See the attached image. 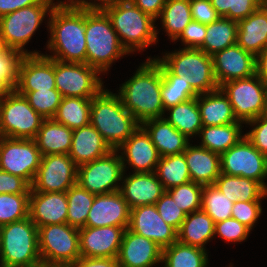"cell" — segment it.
<instances>
[{
	"mask_svg": "<svg viewBox=\"0 0 267 267\" xmlns=\"http://www.w3.org/2000/svg\"><path fill=\"white\" fill-rule=\"evenodd\" d=\"M68 2L56 3L49 13L51 37L47 48L54 53L45 56L61 62L86 63L85 9Z\"/></svg>",
	"mask_w": 267,
	"mask_h": 267,
	"instance_id": "6da1fadb",
	"label": "cell"
},
{
	"mask_svg": "<svg viewBox=\"0 0 267 267\" xmlns=\"http://www.w3.org/2000/svg\"><path fill=\"white\" fill-rule=\"evenodd\" d=\"M140 66L133 77L122 84L117 95L124 107L142 124L149 119L163 117L165 110L161 98L159 60L148 58Z\"/></svg>",
	"mask_w": 267,
	"mask_h": 267,
	"instance_id": "7a4b0ae2",
	"label": "cell"
},
{
	"mask_svg": "<svg viewBox=\"0 0 267 267\" xmlns=\"http://www.w3.org/2000/svg\"><path fill=\"white\" fill-rule=\"evenodd\" d=\"M90 124L112 150H117L141 125L124 107L120 97L107 89L92 98Z\"/></svg>",
	"mask_w": 267,
	"mask_h": 267,
	"instance_id": "3957f363",
	"label": "cell"
},
{
	"mask_svg": "<svg viewBox=\"0 0 267 267\" xmlns=\"http://www.w3.org/2000/svg\"><path fill=\"white\" fill-rule=\"evenodd\" d=\"M86 64L100 73L127 55L107 14L101 10L85 9Z\"/></svg>",
	"mask_w": 267,
	"mask_h": 267,
	"instance_id": "277c9868",
	"label": "cell"
},
{
	"mask_svg": "<svg viewBox=\"0 0 267 267\" xmlns=\"http://www.w3.org/2000/svg\"><path fill=\"white\" fill-rule=\"evenodd\" d=\"M118 34L122 46L128 53L143 50L157 42L156 21L141 11L130 0H122L103 10Z\"/></svg>",
	"mask_w": 267,
	"mask_h": 267,
	"instance_id": "5b68a950",
	"label": "cell"
},
{
	"mask_svg": "<svg viewBox=\"0 0 267 267\" xmlns=\"http://www.w3.org/2000/svg\"><path fill=\"white\" fill-rule=\"evenodd\" d=\"M38 227L29 217L0 227V267H36Z\"/></svg>",
	"mask_w": 267,
	"mask_h": 267,
	"instance_id": "8992f818",
	"label": "cell"
},
{
	"mask_svg": "<svg viewBox=\"0 0 267 267\" xmlns=\"http://www.w3.org/2000/svg\"><path fill=\"white\" fill-rule=\"evenodd\" d=\"M157 59L173 75L187 81L198 94L219 89L213 72L212 56L200 49L183 48Z\"/></svg>",
	"mask_w": 267,
	"mask_h": 267,
	"instance_id": "52a82bcc",
	"label": "cell"
},
{
	"mask_svg": "<svg viewBox=\"0 0 267 267\" xmlns=\"http://www.w3.org/2000/svg\"><path fill=\"white\" fill-rule=\"evenodd\" d=\"M54 0H41L38 4L21 8L0 18V40L3 48L12 49L22 55H38L23 48L56 5Z\"/></svg>",
	"mask_w": 267,
	"mask_h": 267,
	"instance_id": "ba28073f",
	"label": "cell"
},
{
	"mask_svg": "<svg viewBox=\"0 0 267 267\" xmlns=\"http://www.w3.org/2000/svg\"><path fill=\"white\" fill-rule=\"evenodd\" d=\"M44 120L15 89L0 99L2 137L35 139Z\"/></svg>",
	"mask_w": 267,
	"mask_h": 267,
	"instance_id": "9c48e42d",
	"label": "cell"
},
{
	"mask_svg": "<svg viewBox=\"0 0 267 267\" xmlns=\"http://www.w3.org/2000/svg\"><path fill=\"white\" fill-rule=\"evenodd\" d=\"M42 263L72 265L80 256L79 229L67 223L38 227Z\"/></svg>",
	"mask_w": 267,
	"mask_h": 267,
	"instance_id": "30bf717a",
	"label": "cell"
},
{
	"mask_svg": "<svg viewBox=\"0 0 267 267\" xmlns=\"http://www.w3.org/2000/svg\"><path fill=\"white\" fill-rule=\"evenodd\" d=\"M118 150L77 167V183L94 195L118 191L124 176L123 161Z\"/></svg>",
	"mask_w": 267,
	"mask_h": 267,
	"instance_id": "8fae6325",
	"label": "cell"
},
{
	"mask_svg": "<svg viewBox=\"0 0 267 267\" xmlns=\"http://www.w3.org/2000/svg\"><path fill=\"white\" fill-rule=\"evenodd\" d=\"M100 72L86 63L61 62L54 59L56 89L62 97L93 98L104 88Z\"/></svg>",
	"mask_w": 267,
	"mask_h": 267,
	"instance_id": "7c38bea8",
	"label": "cell"
},
{
	"mask_svg": "<svg viewBox=\"0 0 267 267\" xmlns=\"http://www.w3.org/2000/svg\"><path fill=\"white\" fill-rule=\"evenodd\" d=\"M221 173L245 177L261 183L266 189L267 156L243 137L227 151L220 154Z\"/></svg>",
	"mask_w": 267,
	"mask_h": 267,
	"instance_id": "4fadbf2b",
	"label": "cell"
},
{
	"mask_svg": "<svg viewBox=\"0 0 267 267\" xmlns=\"http://www.w3.org/2000/svg\"><path fill=\"white\" fill-rule=\"evenodd\" d=\"M219 88L228 97L238 121L246 123L261 115L267 85L256 74L225 82Z\"/></svg>",
	"mask_w": 267,
	"mask_h": 267,
	"instance_id": "5bb4252c",
	"label": "cell"
},
{
	"mask_svg": "<svg viewBox=\"0 0 267 267\" xmlns=\"http://www.w3.org/2000/svg\"><path fill=\"white\" fill-rule=\"evenodd\" d=\"M42 159L34 139H0V170L17 175L32 185Z\"/></svg>",
	"mask_w": 267,
	"mask_h": 267,
	"instance_id": "9a60e30c",
	"label": "cell"
},
{
	"mask_svg": "<svg viewBox=\"0 0 267 267\" xmlns=\"http://www.w3.org/2000/svg\"><path fill=\"white\" fill-rule=\"evenodd\" d=\"M77 167L68 154L42 156L31 189L35 192H66L77 183Z\"/></svg>",
	"mask_w": 267,
	"mask_h": 267,
	"instance_id": "2e32d148",
	"label": "cell"
},
{
	"mask_svg": "<svg viewBox=\"0 0 267 267\" xmlns=\"http://www.w3.org/2000/svg\"><path fill=\"white\" fill-rule=\"evenodd\" d=\"M128 229L151 239L161 248L177 241V230L162 219L155 204L130 209Z\"/></svg>",
	"mask_w": 267,
	"mask_h": 267,
	"instance_id": "e0dca14e",
	"label": "cell"
},
{
	"mask_svg": "<svg viewBox=\"0 0 267 267\" xmlns=\"http://www.w3.org/2000/svg\"><path fill=\"white\" fill-rule=\"evenodd\" d=\"M212 59L213 72L219 87L225 82L255 75L256 57L238 44L216 52Z\"/></svg>",
	"mask_w": 267,
	"mask_h": 267,
	"instance_id": "ac0fdd59",
	"label": "cell"
},
{
	"mask_svg": "<svg viewBox=\"0 0 267 267\" xmlns=\"http://www.w3.org/2000/svg\"><path fill=\"white\" fill-rule=\"evenodd\" d=\"M17 92L56 89L54 59L43 54L23 55L18 66Z\"/></svg>",
	"mask_w": 267,
	"mask_h": 267,
	"instance_id": "d6986e66",
	"label": "cell"
},
{
	"mask_svg": "<svg viewBox=\"0 0 267 267\" xmlns=\"http://www.w3.org/2000/svg\"><path fill=\"white\" fill-rule=\"evenodd\" d=\"M125 229L118 226L79 229L80 254L84 257L117 258Z\"/></svg>",
	"mask_w": 267,
	"mask_h": 267,
	"instance_id": "ffe728a7",
	"label": "cell"
},
{
	"mask_svg": "<svg viewBox=\"0 0 267 267\" xmlns=\"http://www.w3.org/2000/svg\"><path fill=\"white\" fill-rule=\"evenodd\" d=\"M130 208L120 191L95 195L85 227L118 226L128 228Z\"/></svg>",
	"mask_w": 267,
	"mask_h": 267,
	"instance_id": "44dd1931",
	"label": "cell"
},
{
	"mask_svg": "<svg viewBox=\"0 0 267 267\" xmlns=\"http://www.w3.org/2000/svg\"><path fill=\"white\" fill-rule=\"evenodd\" d=\"M117 150H123L121 158L124 172L127 164L133 167L134 173L155 172L161 158L150 135L141 125Z\"/></svg>",
	"mask_w": 267,
	"mask_h": 267,
	"instance_id": "7402d4cb",
	"label": "cell"
},
{
	"mask_svg": "<svg viewBox=\"0 0 267 267\" xmlns=\"http://www.w3.org/2000/svg\"><path fill=\"white\" fill-rule=\"evenodd\" d=\"M163 248L144 236L125 229L118 254L121 267H153L162 263Z\"/></svg>",
	"mask_w": 267,
	"mask_h": 267,
	"instance_id": "603a6c76",
	"label": "cell"
},
{
	"mask_svg": "<svg viewBox=\"0 0 267 267\" xmlns=\"http://www.w3.org/2000/svg\"><path fill=\"white\" fill-rule=\"evenodd\" d=\"M66 192H35L29 195L28 217L37 226L67 223Z\"/></svg>",
	"mask_w": 267,
	"mask_h": 267,
	"instance_id": "cb8c5ba5",
	"label": "cell"
},
{
	"mask_svg": "<svg viewBox=\"0 0 267 267\" xmlns=\"http://www.w3.org/2000/svg\"><path fill=\"white\" fill-rule=\"evenodd\" d=\"M122 181L123 185H120L119 191L130 209L154 205L166 192L155 172L133 173L122 177Z\"/></svg>",
	"mask_w": 267,
	"mask_h": 267,
	"instance_id": "d4e9b609",
	"label": "cell"
},
{
	"mask_svg": "<svg viewBox=\"0 0 267 267\" xmlns=\"http://www.w3.org/2000/svg\"><path fill=\"white\" fill-rule=\"evenodd\" d=\"M237 44L255 57L267 48V0L238 21Z\"/></svg>",
	"mask_w": 267,
	"mask_h": 267,
	"instance_id": "484cf974",
	"label": "cell"
},
{
	"mask_svg": "<svg viewBox=\"0 0 267 267\" xmlns=\"http://www.w3.org/2000/svg\"><path fill=\"white\" fill-rule=\"evenodd\" d=\"M110 151L111 147L90 123L73 130L68 155L77 166L103 157Z\"/></svg>",
	"mask_w": 267,
	"mask_h": 267,
	"instance_id": "4316f807",
	"label": "cell"
},
{
	"mask_svg": "<svg viewBox=\"0 0 267 267\" xmlns=\"http://www.w3.org/2000/svg\"><path fill=\"white\" fill-rule=\"evenodd\" d=\"M141 126L150 135L161 157L182 154L189 144V139L164 117L149 119Z\"/></svg>",
	"mask_w": 267,
	"mask_h": 267,
	"instance_id": "83f0119b",
	"label": "cell"
},
{
	"mask_svg": "<svg viewBox=\"0 0 267 267\" xmlns=\"http://www.w3.org/2000/svg\"><path fill=\"white\" fill-rule=\"evenodd\" d=\"M191 181L200 185H212L221 173L220 154L202 146L188 144L183 152Z\"/></svg>",
	"mask_w": 267,
	"mask_h": 267,
	"instance_id": "f1b7e54d",
	"label": "cell"
},
{
	"mask_svg": "<svg viewBox=\"0 0 267 267\" xmlns=\"http://www.w3.org/2000/svg\"><path fill=\"white\" fill-rule=\"evenodd\" d=\"M196 98L203 126L243 123L235 117L228 97L220 88L213 92L199 94Z\"/></svg>",
	"mask_w": 267,
	"mask_h": 267,
	"instance_id": "f546056e",
	"label": "cell"
},
{
	"mask_svg": "<svg viewBox=\"0 0 267 267\" xmlns=\"http://www.w3.org/2000/svg\"><path fill=\"white\" fill-rule=\"evenodd\" d=\"M73 130L53 119H45L35 137L42 156L68 154L71 148Z\"/></svg>",
	"mask_w": 267,
	"mask_h": 267,
	"instance_id": "4dcf8cb0",
	"label": "cell"
},
{
	"mask_svg": "<svg viewBox=\"0 0 267 267\" xmlns=\"http://www.w3.org/2000/svg\"><path fill=\"white\" fill-rule=\"evenodd\" d=\"M214 227L213 219L202 209L191 212L177 231V241L205 249V244L215 236Z\"/></svg>",
	"mask_w": 267,
	"mask_h": 267,
	"instance_id": "1f68e13d",
	"label": "cell"
},
{
	"mask_svg": "<svg viewBox=\"0 0 267 267\" xmlns=\"http://www.w3.org/2000/svg\"><path fill=\"white\" fill-rule=\"evenodd\" d=\"M214 185L231 201H261L267 196V189L259 182L240 176L220 173Z\"/></svg>",
	"mask_w": 267,
	"mask_h": 267,
	"instance_id": "d6a6232c",
	"label": "cell"
},
{
	"mask_svg": "<svg viewBox=\"0 0 267 267\" xmlns=\"http://www.w3.org/2000/svg\"><path fill=\"white\" fill-rule=\"evenodd\" d=\"M237 34L238 21L220 17L206 25V36L198 49L213 56L216 52L237 44Z\"/></svg>",
	"mask_w": 267,
	"mask_h": 267,
	"instance_id": "836d02e7",
	"label": "cell"
},
{
	"mask_svg": "<svg viewBox=\"0 0 267 267\" xmlns=\"http://www.w3.org/2000/svg\"><path fill=\"white\" fill-rule=\"evenodd\" d=\"M242 123H230L222 126H203L199 132L202 141L200 146L222 154L234 146L243 136Z\"/></svg>",
	"mask_w": 267,
	"mask_h": 267,
	"instance_id": "e575fe53",
	"label": "cell"
},
{
	"mask_svg": "<svg viewBox=\"0 0 267 267\" xmlns=\"http://www.w3.org/2000/svg\"><path fill=\"white\" fill-rule=\"evenodd\" d=\"M92 98L62 97L53 120L69 129L81 128L90 123Z\"/></svg>",
	"mask_w": 267,
	"mask_h": 267,
	"instance_id": "d590c367",
	"label": "cell"
},
{
	"mask_svg": "<svg viewBox=\"0 0 267 267\" xmlns=\"http://www.w3.org/2000/svg\"><path fill=\"white\" fill-rule=\"evenodd\" d=\"M165 111L170 113L165 119L188 139L190 136L199 135L203 125L196 97L171 106Z\"/></svg>",
	"mask_w": 267,
	"mask_h": 267,
	"instance_id": "8d00e7d4",
	"label": "cell"
},
{
	"mask_svg": "<svg viewBox=\"0 0 267 267\" xmlns=\"http://www.w3.org/2000/svg\"><path fill=\"white\" fill-rule=\"evenodd\" d=\"M206 249L182 244L179 241L163 248L164 267H207Z\"/></svg>",
	"mask_w": 267,
	"mask_h": 267,
	"instance_id": "74e56055",
	"label": "cell"
},
{
	"mask_svg": "<svg viewBox=\"0 0 267 267\" xmlns=\"http://www.w3.org/2000/svg\"><path fill=\"white\" fill-rule=\"evenodd\" d=\"M159 17L166 34L175 41L193 20L190 0H167Z\"/></svg>",
	"mask_w": 267,
	"mask_h": 267,
	"instance_id": "f35d334b",
	"label": "cell"
},
{
	"mask_svg": "<svg viewBox=\"0 0 267 267\" xmlns=\"http://www.w3.org/2000/svg\"><path fill=\"white\" fill-rule=\"evenodd\" d=\"M159 67L162 73L161 98L164 110L199 95L187 81L173 75L160 61Z\"/></svg>",
	"mask_w": 267,
	"mask_h": 267,
	"instance_id": "ab89813d",
	"label": "cell"
},
{
	"mask_svg": "<svg viewBox=\"0 0 267 267\" xmlns=\"http://www.w3.org/2000/svg\"><path fill=\"white\" fill-rule=\"evenodd\" d=\"M155 174L165 190L191 181L184 154L161 157Z\"/></svg>",
	"mask_w": 267,
	"mask_h": 267,
	"instance_id": "60d3db41",
	"label": "cell"
},
{
	"mask_svg": "<svg viewBox=\"0 0 267 267\" xmlns=\"http://www.w3.org/2000/svg\"><path fill=\"white\" fill-rule=\"evenodd\" d=\"M66 197L68 201L67 224L77 229L84 228L95 195L76 183L66 191Z\"/></svg>",
	"mask_w": 267,
	"mask_h": 267,
	"instance_id": "b9f144b4",
	"label": "cell"
},
{
	"mask_svg": "<svg viewBox=\"0 0 267 267\" xmlns=\"http://www.w3.org/2000/svg\"><path fill=\"white\" fill-rule=\"evenodd\" d=\"M233 204L231 198L225 196L214 184L203 186L201 209L214 223L231 218Z\"/></svg>",
	"mask_w": 267,
	"mask_h": 267,
	"instance_id": "7bdbcfd3",
	"label": "cell"
},
{
	"mask_svg": "<svg viewBox=\"0 0 267 267\" xmlns=\"http://www.w3.org/2000/svg\"><path fill=\"white\" fill-rule=\"evenodd\" d=\"M30 194H0V227L28 217Z\"/></svg>",
	"mask_w": 267,
	"mask_h": 267,
	"instance_id": "ee69618b",
	"label": "cell"
},
{
	"mask_svg": "<svg viewBox=\"0 0 267 267\" xmlns=\"http://www.w3.org/2000/svg\"><path fill=\"white\" fill-rule=\"evenodd\" d=\"M22 56L20 52L12 49L3 48L0 51V99L14 90Z\"/></svg>",
	"mask_w": 267,
	"mask_h": 267,
	"instance_id": "f6af8a7d",
	"label": "cell"
},
{
	"mask_svg": "<svg viewBox=\"0 0 267 267\" xmlns=\"http://www.w3.org/2000/svg\"><path fill=\"white\" fill-rule=\"evenodd\" d=\"M29 102V105L44 119H52L59 107L62 95L57 89L18 92Z\"/></svg>",
	"mask_w": 267,
	"mask_h": 267,
	"instance_id": "bcb514c9",
	"label": "cell"
},
{
	"mask_svg": "<svg viewBox=\"0 0 267 267\" xmlns=\"http://www.w3.org/2000/svg\"><path fill=\"white\" fill-rule=\"evenodd\" d=\"M203 185L190 181L188 183L172 187L166 192L172 197L179 208L186 214L201 209Z\"/></svg>",
	"mask_w": 267,
	"mask_h": 267,
	"instance_id": "7dc6e473",
	"label": "cell"
},
{
	"mask_svg": "<svg viewBox=\"0 0 267 267\" xmlns=\"http://www.w3.org/2000/svg\"><path fill=\"white\" fill-rule=\"evenodd\" d=\"M220 17L239 21L251 15L266 0H210Z\"/></svg>",
	"mask_w": 267,
	"mask_h": 267,
	"instance_id": "c3c4849f",
	"label": "cell"
},
{
	"mask_svg": "<svg viewBox=\"0 0 267 267\" xmlns=\"http://www.w3.org/2000/svg\"><path fill=\"white\" fill-rule=\"evenodd\" d=\"M155 206L162 219L178 231L186 218V214L179 208L172 197L165 192Z\"/></svg>",
	"mask_w": 267,
	"mask_h": 267,
	"instance_id": "681fc988",
	"label": "cell"
},
{
	"mask_svg": "<svg viewBox=\"0 0 267 267\" xmlns=\"http://www.w3.org/2000/svg\"><path fill=\"white\" fill-rule=\"evenodd\" d=\"M250 229L235 218L215 223L214 234L230 242H242L247 239Z\"/></svg>",
	"mask_w": 267,
	"mask_h": 267,
	"instance_id": "f907efd6",
	"label": "cell"
},
{
	"mask_svg": "<svg viewBox=\"0 0 267 267\" xmlns=\"http://www.w3.org/2000/svg\"><path fill=\"white\" fill-rule=\"evenodd\" d=\"M260 201H236L232 208V218L252 230L257 219L262 213Z\"/></svg>",
	"mask_w": 267,
	"mask_h": 267,
	"instance_id": "816d5d0a",
	"label": "cell"
},
{
	"mask_svg": "<svg viewBox=\"0 0 267 267\" xmlns=\"http://www.w3.org/2000/svg\"><path fill=\"white\" fill-rule=\"evenodd\" d=\"M246 124L255 127H253L251 131L244 134L245 137L255 148L267 156V118L259 116L246 122Z\"/></svg>",
	"mask_w": 267,
	"mask_h": 267,
	"instance_id": "f5cc1de1",
	"label": "cell"
},
{
	"mask_svg": "<svg viewBox=\"0 0 267 267\" xmlns=\"http://www.w3.org/2000/svg\"><path fill=\"white\" fill-rule=\"evenodd\" d=\"M31 185L22 177L0 170V194H30Z\"/></svg>",
	"mask_w": 267,
	"mask_h": 267,
	"instance_id": "db71d44e",
	"label": "cell"
},
{
	"mask_svg": "<svg viewBox=\"0 0 267 267\" xmlns=\"http://www.w3.org/2000/svg\"><path fill=\"white\" fill-rule=\"evenodd\" d=\"M206 36V24H201L197 21L192 20L182 31L179 38L182 43L185 44L184 48H195L198 49L204 42Z\"/></svg>",
	"mask_w": 267,
	"mask_h": 267,
	"instance_id": "11a10c76",
	"label": "cell"
},
{
	"mask_svg": "<svg viewBox=\"0 0 267 267\" xmlns=\"http://www.w3.org/2000/svg\"><path fill=\"white\" fill-rule=\"evenodd\" d=\"M192 19L201 24H210L220 16L211 4L210 0H190Z\"/></svg>",
	"mask_w": 267,
	"mask_h": 267,
	"instance_id": "9f6ffc18",
	"label": "cell"
},
{
	"mask_svg": "<svg viewBox=\"0 0 267 267\" xmlns=\"http://www.w3.org/2000/svg\"><path fill=\"white\" fill-rule=\"evenodd\" d=\"M72 267H121L118 258L84 257L80 256Z\"/></svg>",
	"mask_w": 267,
	"mask_h": 267,
	"instance_id": "6f0895ef",
	"label": "cell"
},
{
	"mask_svg": "<svg viewBox=\"0 0 267 267\" xmlns=\"http://www.w3.org/2000/svg\"><path fill=\"white\" fill-rule=\"evenodd\" d=\"M141 11L157 20L167 0H130Z\"/></svg>",
	"mask_w": 267,
	"mask_h": 267,
	"instance_id": "680465c9",
	"label": "cell"
},
{
	"mask_svg": "<svg viewBox=\"0 0 267 267\" xmlns=\"http://www.w3.org/2000/svg\"><path fill=\"white\" fill-rule=\"evenodd\" d=\"M41 0H0V18L21 8L38 4Z\"/></svg>",
	"mask_w": 267,
	"mask_h": 267,
	"instance_id": "91938a15",
	"label": "cell"
},
{
	"mask_svg": "<svg viewBox=\"0 0 267 267\" xmlns=\"http://www.w3.org/2000/svg\"><path fill=\"white\" fill-rule=\"evenodd\" d=\"M71 2L74 6L86 9V10H101L103 11L105 8L110 7L118 3L119 1L122 0H97L100 1L101 3H94L93 2H88L87 0H68Z\"/></svg>",
	"mask_w": 267,
	"mask_h": 267,
	"instance_id": "94428289",
	"label": "cell"
},
{
	"mask_svg": "<svg viewBox=\"0 0 267 267\" xmlns=\"http://www.w3.org/2000/svg\"><path fill=\"white\" fill-rule=\"evenodd\" d=\"M255 74L267 85V48L256 56Z\"/></svg>",
	"mask_w": 267,
	"mask_h": 267,
	"instance_id": "6125c7cd",
	"label": "cell"
},
{
	"mask_svg": "<svg viewBox=\"0 0 267 267\" xmlns=\"http://www.w3.org/2000/svg\"><path fill=\"white\" fill-rule=\"evenodd\" d=\"M36 267H72L70 265H58V264H45V263H40Z\"/></svg>",
	"mask_w": 267,
	"mask_h": 267,
	"instance_id": "be15d7a7",
	"label": "cell"
},
{
	"mask_svg": "<svg viewBox=\"0 0 267 267\" xmlns=\"http://www.w3.org/2000/svg\"><path fill=\"white\" fill-rule=\"evenodd\" d=\"M260 116L267 118V90H266V94H265V101H264L263 110H262V113Z\"/></svg>",
	"mask_w": 267,
	"mask_h": 267,
	"instance_id": "e7e4bbea",
	"label": "cell"
},
{
	"mask_svg": "<svg viewBox=\"0 0 267 267\" xmlns=\"http://www.w3.org/2000/svg\"><path fill=\"white\" fill-rule=\"evenodd\" d=\"M3 49V46H2V43H1V40H0V51Z\"/></svg>",
	"mask_w": 267,
	"mask_h": 267,
	"instance_id": "03108f58",
	"label": "cell"
}]
</instances>
